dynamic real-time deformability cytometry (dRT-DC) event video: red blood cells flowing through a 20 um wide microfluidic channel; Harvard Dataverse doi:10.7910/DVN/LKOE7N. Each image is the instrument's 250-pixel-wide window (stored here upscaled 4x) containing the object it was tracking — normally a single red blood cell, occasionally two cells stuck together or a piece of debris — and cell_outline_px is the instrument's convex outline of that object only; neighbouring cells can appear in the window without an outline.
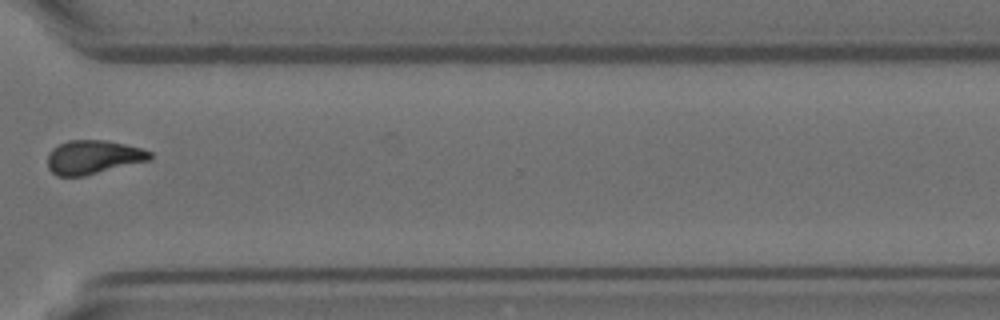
{"species": "Egyptian fruit bat (a non-hibernating species)", "species_latin": "Rousettus aegyptiacus", "temperature_condition": "room temperature", "stored_images_in_passage": 14, "camera_frame_rate_fps": 3000, "um_per_image_px": 0.085, "animal": {"sex": "female"}, "frame": {"image": 1, "passage_image": 12, "time_ms": 3.667, "image_size_px": [1000, 320], "cell_outline_px": [[152, 160], [84, 176], [56, 176], [48, 168], [48, 156], [52, 148], [68, 140], [108, 140], [140, 148], [152, 152]], "centroid_in_image_um": [7.94, 13.36], "position_along_channel_um": 362.7, "area_um2": 20.29}}